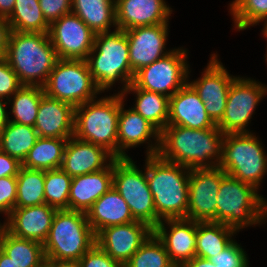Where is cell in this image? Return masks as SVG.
Segmentation results:
<instances>
[{"instance_id": "1", "label": "cell", "mask_w": 267, "mask_h": 267, "mask_svg": "<svg viewBox=\"0 0 267 267\" xmlns=\"http://www.w3.org/2000/svg\"><path fill=\"white\" fill-rule=\"evenodd\" d=\"M224 135L217 126L207 129L166 126L160 134L158 155L189 169L218 167Z\"/></svg>"}, {"instance_id": "2", "label": "cell", "mask_w": 267, "mask_h": 267, "mask_svg": "<svg viewBox=\"0 0 267 267\" xmlns=\"http://www.w3.org/2000/svg\"><path fill=\"white\" fill-rule=\"evenodd\" d=\"M145 168L157 225L165 219L186 218L190 169L163 160L159 155L146 156Z\"/></svg>"}, {"instance_id": "3", "label": "cell", "mask_w": 267, "mask_h": 267, "mask_svg": "<svg viewBox=\"0 0 267 267\" xmlns=\"http://www.w3.org/2000/svg\"><path fill=\"white\" fill-rule=\"evenodd\" d=\"M5 59L22 85L43 87L58 57L48 33L10 31Z\"/></svg>"}, {"instance_id": "4", "label": "cell", "mask_w": 267, "mask_h": 267, "mask_svg": "<svg viewBox=\"0 0 267 267\" xmlns=\"http://www.w3.org/2000/svg\"><path fill=\"white\" fill-rule=\"evenodd\" d=\"M86 62L97 88L104 92L120 80L122 93L133 82L134 73L129 61V46L125 31L97 33Z\"/></svg>"}, {"instance_id": "5", "label": "cell", "mask_w": 267, "mask_h": 267, "mask_svg": "<svg viewBox=\"0 0 267 267\" xmlns=\"http://www.w3.org/2000/svg\"><path fill=\"white\" fill-rule=\"evenodd\" d=\"M216 202V223H223L238 232L266 221L267 200L252 185L226 173L222 176Z\"/></svg>"}, {"instance_id": "6", "label": "cell", "mask_w": 267, "mask_h": 267, "mask_svg": "<svg viewBox=\"0 0 267 267\" xmlns=\"http://www.w3.org/2000/svg\"><path fill=\"white\" fill-rule=\"evenodd\" d=\"M120 93L93 99L75 107L73 136L101 146L117 158Z\"/></svg>"}, {"instance_id": "7", "label": "cell", "mask_w": 267, "mask_h": 267, "mask_svg": "<svg viewBox=\"0 0 267 267\" xmlns=\"http://www.w3.org/2000/svg\"><path fill=\"white\" fill-rule=\"evenodd\" d=\"M95 239L86 213L70 209L57 210L43 243L45 258L79 261L96 243Z\"/></svg>"}, {"instance_id": "8", "label": "cell", "mask_w": 267, "mask_h": 267, "mask_svg": "<svg viewBox=\"0 0 267 267\" xmlns=\"http://www.w3.org/2000/svg\"><path fill=\"white\" fill-rule=\"evenodd\" d=\"M253 133H227L222 143L219 167L226 174L257 190L267 173V154Z\"/></svg>"}, {"instance_id": "9", "label": "cell", "mask_w": 267, "mask_h": 267, "mask_svg": "<svg viewBox=\"0 0 267 267\" xmlns=\"http://www.w3.org/2000/svg\"><path fill=\"white\" fill-rule=\"evenodd\" d=\"M49 97L71 104L74 108L102 93L96 86L86 60L58 59L43 86Z\"/></svg>"}, {"instance_id": "10", "label": "cell", "mask_w": 267, "mask_h": 267, "mask_svg": "<svg viewBox=\"0 0 267 267\" xmlns=\"http://www.w3.org/2000/svg\"><path fill=\"white\" fill-rule=\"evenodd\" d=\"M113 186L126 201L135 220L157 226V214L146 171L140 170L131 158L113 160Z\"/></svg>"}, {"instance_id": "11", "label": "cell", "mask_w": 267, "mask_h": 267, "mask_svg": "<svg viewBox=\"0 0 267 267\" xmlns=\"http://www.w3.org/2000/svg\"><path fill=\"white\" fill-rule=\"evenodd\" d=\"M187 50L175 48L164 57L138 70L133 84L150 92L160 93L167 97L173 96L189 79Z\"/></svg>"}, {"instance_id": "12", "label": "cell", "mask_w": 267, "mask_h": 267, "mask_svg": "<svg viewBox=\"0 0 267 267\" xmlns=\"http://www.w3.org/2000/svg\"><path fill=\"white\" fill-rule=\"evenodd\" d=\"M266 95V85L250 78L236 77L228 90L224 115L216 126L223 134L249 133L246 127L256 106Z\"/></svg>"}, {"instance_id": "13", "label": "cell", "mask_w": 267, "mask_h": 267, "mask_svg": "<svg viewBox=\"0 0 267 267\" xmlns=\"http://www.w3.org/2000/svg\"><path fill=\"white\" fill-rule=\"evenodd\" d=\"M48 36L58 59L86 60L96 34L71 12L49 25Z\"/></svg>"}, {"instance_id": "14", "label": "cell", "mask_w": 267, "mask_h": 267, "mask_svg": "<svg viewBox=\"0 0 267 267\" xmlns=\"http://www.w3.org/2000/svg\"><path fill=\"white\" fill-rule=\"evenodd\" d=\"M225 171L214 168L190 169L187 219L216 223V200Z\"/></svg>"}, {"instance_id": "15", "label": "cell", "mask_w": 267, "mask_h": 267, "mask_svg": "<svg viewBox=\"0 0 267 267\" xmlns=\"http://www.w3.org/2000/svg\"><path fill=\"white\" fill-rule=\"evenodd\" d=\"M217 54H211L210 61L202 72V76L188 83L198 93L205 105V110L211 120L217 124L223 117L228 90L232 81L236 78L227 72L219 61Z\"/></svg>"}, {"instance_id": "16", "label": "cell", "mask_w": 267, "mask_h": 267, "mask_svg": "<svg viewBox=\"0 0 267 267\" xmlns=\"http://www.w3.org/2000/svg\"><path fill=\"white\" fill-rule=\"evenodd\" d=\"M153 233V228L141 221L108 226L96 235V244L112 259L123 265Z\"/></svg>"}, {"instance_id": "17", "label": "cell", "mask_w": 267, "mask_h": 267, "mask_svg": "<svg viewBox=\"0 0 267 267\" xmlns=\"http://www.w3.org/2000/svg\"><path fill=\"white\" fill-rule=\"evenodd\" d=\"M124 97L120 93V111L118 118L117 134V158H130L125 150L137 147L143 143H148L146 156L158 155L160 148L161 132L144 119L132 107L128 110L124 108ZM156 141L154 144L151 139ZM150 141V142H147Z\"/></svg>"}, {"instance_id": "18", "label": "cell", "mask_w": 267, "mask_h": 267, "mask_svg": "<svg viewBox=\"0 0 267 267\" xmlns=\"http://www.w3.org/2000/svg\"><path fill=\"white\" fill-rule=\"evenodd\" d=\"M168 25L157 24L125 30L129 46L130 66L134 74L171 52L165 48Z\"/></svg>"}, {"instance_id": "19", "label": "cell", "mask_w": 267, "mask_h": 267, "mask_svg": "<svg viewBox=\"0 0 267 267\" xmlns=\"http://www.w3.org/2000/svg\"><path fill=\"white\" fill-rule=\"evenodd\" d=\"M153 233L163 243L176 267L196 256V221L187 218L165 219L153 229Z\"/></svg>"}, {"instance_id": "20", "label": "cell", "mask_w": 267, "mask_h": 267, "mask_svg": "<svg viewBox=\"0 0 267 267\" xmlns=\"http://www.w3.org/2000/svg\"><path fill=\"white\" fill-rule=\"evenodd\" d=\"M57 209L46 203L36 206L14 208L6 216L3 227L12 235L44 243L51 229Z\"/></svg>"}, {"instance_id": "21", "label": "cell", "mask_w": 267, "mask_h": 267, "mask_svg": "<svg viewBox=\"0 0 267 267\" xmlns=\"http://www.w3.org/2000/svg\"><path fill=\"white\" fill-rule=\"evenodd\" d=\"M171 9L165 0H115L116 25L125 31L140 26L168 24Z\"/></svg>"}, {"instance_id": "22", "label": "cell", "mask_w": 267, "mask_h": 267, "mask_svg": "<svg viewBox=\"0 0 267 267\" xmlns=\"http://www.w3.org/2000/svg\"><path fill=\"white\" fill-rule=\"evenodd\" d=\"M167 126L207 129L214 128L216 124L208 116L205 105L198 93L187 82L169 98V118Z\"/></svg>"}, {"instance_id": "23", "label": "cell", "mask_w": 267, "mask_h": 267, "mask_svg": "<svg viewBox=\"0 0 267 267\" xmlns=\"http://www.w3.org/2000/svg\"><path fill=\"white\" fill-rule=\"evenodd\" d=\"M114 159L101 146L72 136L66 143L61 169L69 176L75 177L103 170Z\"/></svg>"}, {"instance_id": "24", "label": "cell", "mask_w": 267, "mask_h": 267, "mask_svg": "<svg viewBox=\"0 0 267 267\" xmlns=\"http://www.w3.org/2000/svg\"><path fill=\"white\" fill-rule=\"evenodd\" d=\"M75 108L44 94L34 125L39 137L69 139L74 133Z\"/></svg>"}, {"instance_id": "25", "label": "cell", "mask_w": 267, "mask_h": 267, "mask_svg": "<svg viewBox=\"0 0 267 267\" xmlns=\"http://www.w3.org/2000/svg\"><path fill=\"white\" fill-rule=\"evenodd\" d=\"M113 186V161L103 170L72 177L68 209L86 213Z\"/></svg>"}, {"instance_id": "26", "label": "cell", "mask_w": 267, "mask_h": 267, "mask_svg": "<svg viewBox=\"0 0 267 267\" xmlns=\"http://www.w3.org/2000/svg\"><path fill=\"white\" fill-rule=\"evenodd\" d=\"M86 215L95 235L105 227L136 221L114 186L94 202Z\"/></svg>"}, {"instance_id": "27", "label": "cell", "mask_w": 267, "mask_h": 267, "mask_svg": "<svg viewBox=\"0 0 267 267\" xmlns=\"http://www.w3.org/2000/svg\"><path fill=\"white\" fill-rule=\"evenodd\" d=\"M72 13L95 34L109 32L112 26L117 28L115 0H72Z\"/></svg>"}, {"instance_id": "28", "label": "cell", "mask_w": 267, "mask_h": 267, "mask_svg": "<svg viewBox=\"0 0 267 267\" xmlns=\"http://www.w3.org/2000/svg\"><path fill=\"white\" fill-rule=\"evenodd\" d=\"M0 249L19 267H45L42 243L16 237L4 227L0 232Z\"/></svg>"}, {"instance_id": "29", "label": "cell", "mask_w": 267, "mask_h": 267, "mask_svg": "<svg viewBox=\"0 0 267 267\" xmlns=\"http://www.w3.org/2000/svg\"><path fill=\"white\" fill-rule=\"evenodd\" d=\"M131 92L136 96V103L132 109L161 132L168 124L169 97L160 93L139 89L133 83L121 94L125 98Z\"/></svg>"}, {"instance_id": "30", "label": "cell", "mask_w": 267, "mask_h": 267, "mask_svg": "<svg viewBox=\"0 0 267 267\" xmlns=\"http://www.w3.org/2000/svg\"><path fill=\"white\" fill-rule=\"evenodd\" d=\"M237 232L223 223L196 222V256L210 259L219 254Z\"/></svg>"}, {"instance_id": "31", "label": "cell", "mask_w": 267, "mask_h": 267, "mask_svg": "<svg viewBox=\"0 0 267 267\" xmlns=\"http://www.w3.org/2000/svg\"><path fill=\"white\" fill-rule=\"evenodd\" d=\"M68 139L39 137L22 162V167L48 171L61 168Z\"/></svg>"}, {"instance_id": "32", "label": "cell", "mask_w": 267, "mask_h": 267, "mask_svg": "<svg viewBox=\"0 0 267 267\" xmlns=\"http://www.w3.org/2000/svg\"><path fill=\"white\" fill-rule=\"evenodd\" d=\"M38 138L34 127L8 121L0 132V151L22 163Z\"/></svg>"}, {"instance_id": "33", "label": "cell", "mask_w": 267, "mask_h": 267, "mask_svg": "<svg viewBox=\"0 0 267 267\" xmlns=\"http://www.w3.org/2000/svg\"><path fill=\"white\" fill-rule=\"evenodd\" d=\"M11 31L48 33L49 23L41 11L39 0H15L12 13L6 18Z\"/></svg>"}, {"instance_id": "34", "label": "cell", "mask_w": 267, "mask_h": 267, "mask_svg": "<svg viewBox=\"0 0 267 267\" xmlns=\"http://www.w3.org/2000/svg\"><path fill=\"white\" fill-rule=\"evenodd\" d=\"M44 94L43 87L22 85L7 101L11 103L13 114V118L8 120L34 127L40 100Z\"/></svg>"}, {"instance_id": "35", "label": "cell", "mask_w": 267, "mask_h": 267, "mask_svg": "<svg viewBox=\"0 0 267 267\" xmlns=\"http://www.w3.org/2000/svg\"><path fill=\"white\" fill-rule=\"evenodd\" d=\"M17 178L15 208H24L45 203V171L21 167Z\"/></svg>"}, {"instance_id": "36", "label": "cell", "mask_w": 267, "mask_h": 267, "mask_svg": "<svg viewBox=\"0 0 267 267\" xmlns=\"http://www.w3.org/2000/svg\"><path fill=\"white\" fill-rule=\"evenodd\" d=\"M124 267H176L163 243L152 233L124 264Z\"/></svg>"}, {"instance_id": "37", "label": "cell", "mask_w": 267, "mask_h": 267, "mask_svg": "<svg viewBox=\"0 0 267 267\" xmlns=\"http://www.w3.org/2000/svg\"><path fill=\"white\" fill-rule=\"evenodd\" d=\"M71 180L61 168L45 171V203L57 210L68 209Z\"/></svg>"}, {"instance_id": "38", "label": "cell", "mask_w": 267, "mask_h": 267, "mask_svg": "<svg viewBox=\"0 0 267 267\" xmlns=\"http://www.w3.org/2000/svg\"><path fill=\"white\" fill-rule=\"evenodd\" d=\"M229 10L233 15L234 28L245 30L267 18V0H234Z\"/></svg>"}, {"instance_id": "39", "label": "cell", "mask_w": 267, "mask_h": 267, "mask_svg": "<svg viewBox=\"0 0 267 267\" xmlns=\"http://www.w3.org/2000/svg\"><path fill=\"white\" fill-rule=\"evenodd\" d=\"M244 249L233 240L222 252L211 257L209 260L216 267H249V261Z\"/></svg>"}, {"instance_id": "40", "label": "cell", "mask_w": 267, "mask_h": 267, "mask_svg": "<svg viewBox=\"0 0 267 267\" xmlns=\"http://www.w3.org/2000/svg\"><path fill=\"white\" fill-rule=\"evenodd\" d=\"M22 86L5 58L0 59V97L9 100Z\"/></svg>"}, {"instance_id": "41", "label": "cell", "mask_w": 267, "mask_h": 267, "mask_svg": "<svg viewBox=\"0 0 267 267\" xmlns=\"http://www.w3.org/2000/svg\"><path fill=\"white\" fill-rule=\"evenodd\" d=\"M81 267H124L112 259L96 243L79 259Z\"/></svg>"}, {"instance_id": "42", "label": "cell", "mask_w": 267, "mask_h": 267, "mask_svg": "<svg viewBox=\"0 0 267 267\" xmlns=\"http://www.w3.org/2000/svg\"><path fill=\"white\" fill-rule=\"evenodd\" d=\"M16 188V176L0 178V213H4L8 216L15 208L17 198Z\"/></svg>"}, {"instance_id": "43", "label": "cell", "mask_w": 267, "mask_h": 267, "mask_svg": "<svg viewBox=\"0 0 267 267\" xmlns=\"http://www.w3.org/2000/svg\"><path fill=\"white\" fill-rule=\"evenodd\" d=\"M39 5L49 24L72 12V0H39Z\"/></svg>"}, {"instance_id": "44", "label": "cell", "mask_w": 267, "mask_h": 267, "mask_svg": "<svg viewBox=\"0 0 267 267\" xmlns=\"http://www.w3.org/2000/svg\"><path fill=\"white\" fill-rule=\"evenodd\" d=\"M21 167L22 163L18 159L0 151V178L17 176Z\"/></svg>"}, {"instance_id": "45", "label": "cell", "mask_w": 267, "mask_h": 267, "mask_svg": "<svg viewBox=\"0 0 267 267\" xmlns=\"http://www.w3.org/2000/svg\"><path fill=\"white\" fill-rule=\"evenodd\" d=\"M10 31L7 19L0 17V59L6 57Z\"/></svg>"}, {"instance_id": "46", "label": "cell", "mask_w": 267, "mask_h": 267, "mask_svg": "<svg viewBox=\"0 0 267 267\" xmlns=\"http://www.w3.org/2000/svg\"><path fill=\"white\" fill-rule=\"evenodd\" d=\"M45 267H81L79 261L46 259Z\"/></svg>"}, {"instance_id": "47", "label": "cell", "mask_w": 267, "mask_h": 267, "mask_svg": "<svg viewBox=\"0 0 267 267\" xmlns=\"http://www.w3.org/2000/svg\"><path fill=\"white\" fill-rule=\"evenodd\" d=\"M181 267H216L209 259L195 256L190 261L184 263Z\"/></svg>"}, {"instance_id": "48", "label": "cell", "mask_w": 267, "mask_h": 267, "mask_svg": "<svg viewBox=\"0 0 267 267\" xmlns=\"http://www.w3.org/2000/svg\"><path fill=\"white\" fill-rule=\"evenodd\" d=\"M15 0H0V17L7 18L14 8Z\"/></svg>"}, {"instance_id": "49", "label": "cell", "mask_w": 267, "mask_h": 267, "mask_svg": "<svg viewBox=\"0 0 267 267\" xmlns=\"http://www.w3.org/2000/svg\"><path fill=\"white\" fill-rule=\"evenodd\" d=\"M3 100L4 98L0 97V132L7 125L9 121L8 119L10 118L8 114L11 113H7L5 106L8 104V102L6 100Z\"/></svg>"}, {"instance_id": "50", "label": "cell", "mask_w": 267, "mask_h": 267, "mask_svg": "<svg viewBox=\"0 0 267 267\" xmlns=\"http://www.w3.org/2000/svg\"><path fill=\"white\" fill-rule=\"evenodd\" d=\"M0 267H19L0 249Z\"/></svg>"}, {"instance_id": "51", "label": "cell", "mask_w": 267, "mask_h": 267, "mask_svg": "<svg viewBox=\"0 0 267 267\" xmlns=\"http://www.w3.org/2000/svg\"><path fill=\"white\" fill-rule=\"evenodd\" d=\"M262 22H264V27H263V30H262L263 37L267 38V18L264 19Z\"/></svg>"}, {"instance_id": "52", "label": "cell", "mask_w": 267, "mask_h": 267, "mask_svg": "<svg viewBox=\"0 0 267 267\" xmlns=\"http://www.w3.org/2000/svg\"><path fill=\"white\" fill-rule=\"evenodd\" d=\"M3 228V225L0 223V232H1V229Z\"/></svg>"}]
</instances>
